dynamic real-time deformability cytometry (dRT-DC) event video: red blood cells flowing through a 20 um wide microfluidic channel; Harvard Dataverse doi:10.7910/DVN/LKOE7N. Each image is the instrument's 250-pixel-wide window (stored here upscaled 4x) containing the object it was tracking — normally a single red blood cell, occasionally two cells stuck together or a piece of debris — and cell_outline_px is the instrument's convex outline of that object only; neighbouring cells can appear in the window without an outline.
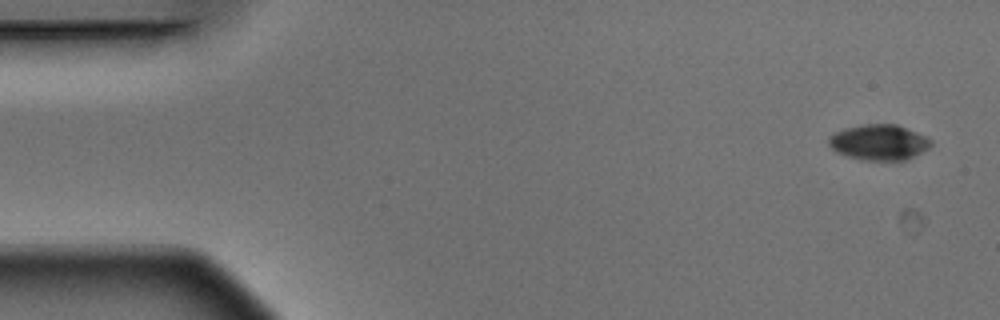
{"species": "Egyptian fruit bat (a non-hibernating species)", "species_latin": "Rousettus aegyptiacus", "temperature_condition": "warm", "stored_images_in_passage": 4, "camera_frame_rate_fps": 3000, "um_per_image_px": 0.085, "animal": {"sex": "male"}, "frame": {"image": 1, "passage_image": 1, "time_ms": 0.0, "image_size_px": [1000, 320], "cell_outline_px": [[932, 144], [928, 148], [904, 160], [860, 160], [836, 152], [828, 144], [828, 140], [836, 132], [844, 128], [864, 124], [896, 124], [916, 132], [932, 140]], "centroid_in_image_um": [74.69, 12.09], "position_along_channel_um": 10.3, "area_um2": 20.92}}
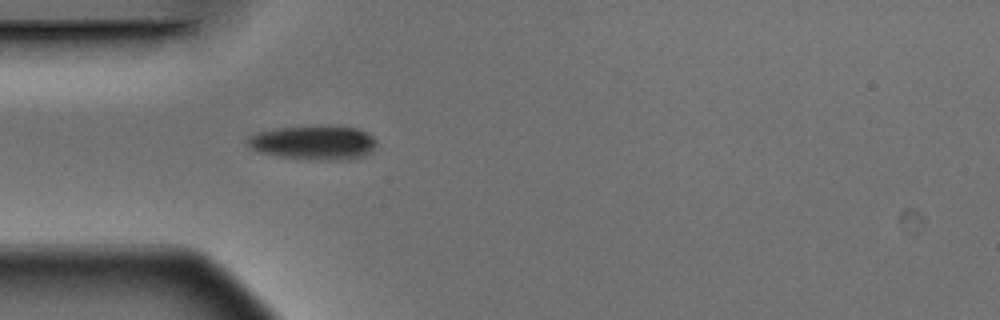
{"frame": {"image": 2, "passage_image": 4, "time_ms": 1.0, "image_size_px": [1000, 320], "cell_outline_px": [[376, 144], [372, 152], [364, 156], [344, 160], [324, 160], [280, 156], [260, 152], [248, 148], [244, 140], [248, 136], [256, 132], [276, 128], [356, 128], [372, 136], [376, 140]], "centroid_in_image_um": [26.61, 12.16], "position_along_channel_um": 58.4, "area_um2": 25.03}}